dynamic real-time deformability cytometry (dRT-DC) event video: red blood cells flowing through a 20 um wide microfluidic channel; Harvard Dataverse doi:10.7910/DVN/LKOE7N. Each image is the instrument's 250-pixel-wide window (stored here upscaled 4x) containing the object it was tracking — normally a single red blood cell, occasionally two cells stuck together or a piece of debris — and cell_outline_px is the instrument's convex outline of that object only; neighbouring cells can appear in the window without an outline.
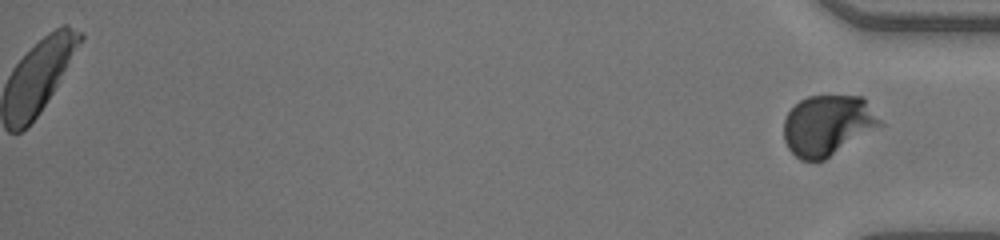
{"species": "human", "species_latin": "Homo sapiens", "temperature_condition": "warm", "stored_images_in_passage": 44, "segment_of_instrument_passage": [2, 2], "camera_frame_rate_fps": 3000, "um_per_image_px": 0.085, "donor": {"sex": "male"}, "frame": {"image": 1, "passage_image": 44, "time_ms": 14.333, "image_size_px": [1000, 240], "cell_outline_px": [[884, 124], [824, 160], [800, 160], [788, 148], [784, 140], [784, 120], [788, 112], [800, 100], [808, 96], [864, 96]], "centroid_in_image_um": [70.36, 10.64], "position_along_channel_um": 364.8, "area_um2": 33.87}}